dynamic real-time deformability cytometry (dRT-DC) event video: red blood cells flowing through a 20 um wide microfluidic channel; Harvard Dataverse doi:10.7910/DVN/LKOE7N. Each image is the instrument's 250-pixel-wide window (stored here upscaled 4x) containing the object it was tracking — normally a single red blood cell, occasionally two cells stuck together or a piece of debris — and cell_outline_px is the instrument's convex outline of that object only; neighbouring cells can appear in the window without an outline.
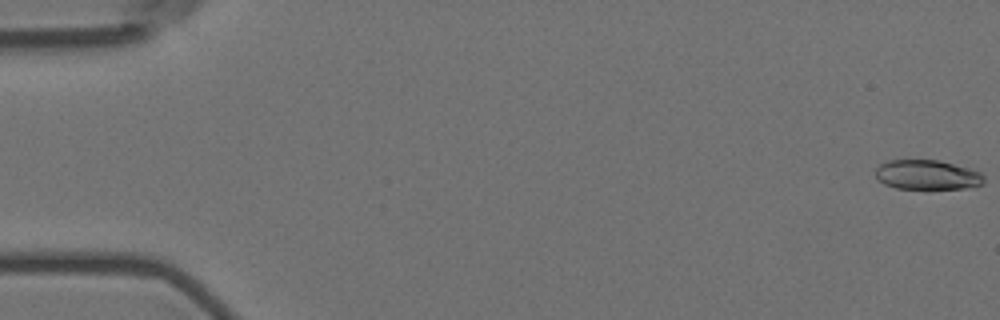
{"species": "Egyptian fruit bat (a non-hibernating species)", "species_latin": "Rousettus aegyptiacus", "temperature_condition": "room temperature", "stored_images_in_passage": 57, "camera_frame_rate_fps": 3000, "um_per_image_px": 0.085, "animal": {"sex": "female"}, "frame": {"image": 1, "passage_image": 1, "time_ms": 0.0, "image_size_px": [1000, 320], "cell_outline_px": [[984, 184], [964, 188], [896, 188], [884, 184], [876, 176], [876, 168], [880, 164], [888, 160], [940, 160], [968, 168], [980, 172], [984, 176]], "centroid_in_image_um": [78.82, 14.85], "position_along_channel_um": 6.2, "area_um2": 18.55}}
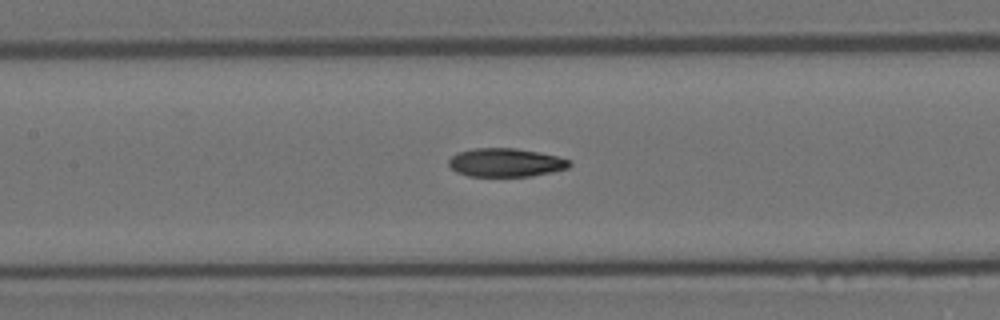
{"frame": {"image": 2, "passage_image": 27, "time_ms": 8.667, "image_size_px": [1000, 320], "cell_outline_px": [[572, 164], [568, 168], [552, 172], [532, 176], [468, 176], [456, 172], [448, 164], [448, 160], [452, 156], [460, 152], [476, 148], [516, 148], [540, 152], [572, 160]], "centroid_in_image_um": [43.02, 13.82], "position_along_channel_um": 164.4, "area_um2": 20.11}}
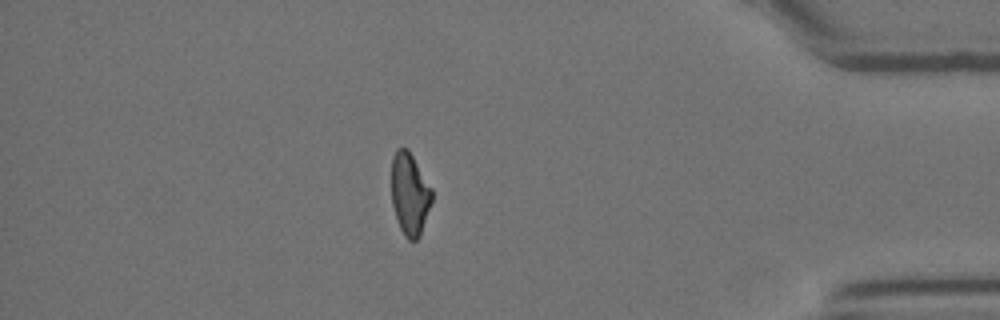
{"frame": {"image": 3, "passage_image": 50, "time_ms": 16.333, "image_size_px": [1000, 320], "cell_outline_px": [[432, 200], [420, 236], [416, 240], [408, 240], [404, 236], [396, 220], [392, 204], [392, 156], [396, 148], [408, 148], [432, 188]], "centroid_in_image_um": [34.82, 16.48], "position_along_channel_um": 400.4, "area_um2": 19.48}, "authors_computed_cell_mechanics": {"area_um2": 20.23, "velocity_mm_per_s": 3.5859, "shape_relaxation_time_tau1_ms": 7.0346, "shape_relaxation_time_tau2_ms": 4.0967, "deformation_change_tau1": 0.2052, "deformation_change_tau2": 0.1132}}